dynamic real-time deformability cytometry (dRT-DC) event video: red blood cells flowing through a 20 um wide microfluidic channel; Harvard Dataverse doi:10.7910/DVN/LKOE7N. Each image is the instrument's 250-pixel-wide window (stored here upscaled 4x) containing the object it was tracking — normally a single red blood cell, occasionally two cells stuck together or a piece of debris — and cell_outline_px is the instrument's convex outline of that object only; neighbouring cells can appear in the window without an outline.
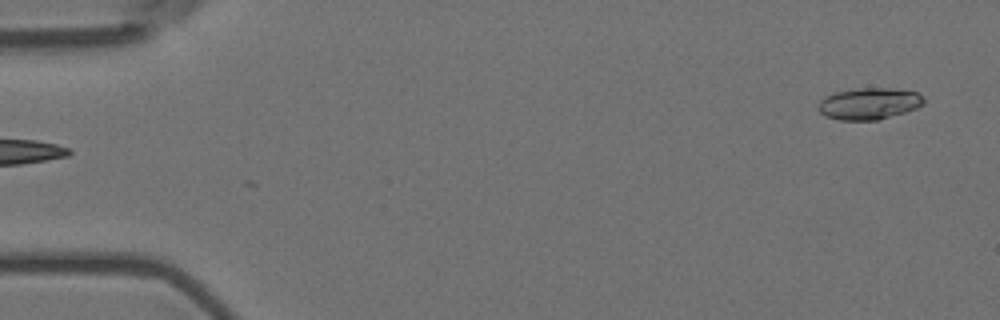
{"species": "Egyptian fruit bat (a non-hibernating species)", "species_latin": "Rousettus aegyptiacus", "temperature_condition": "room temperature", "stored_images_in_passage": 5, "camera_frame_rate_fps": 3000, "um_per_image_px": 0.085, "animal": {"sex": "female"}, "frame": {"image": 1, "passage_image": 1, "time_ms": 0.0, "image_size_px": [1000, 320], "cell_outline_px": [[924, 104], [916, 108], [904, 112], [876, 120], [840, 120], [824, 116], [816, 108], [816, 104], [824, 96], [832, 92], [856, 88], [888, 88], [916, 92], [924, 96]], "centroid_in_image_um": [73.8, 8.8], "position_along_channel_um": 11.2, "area_um2": 19.65}}
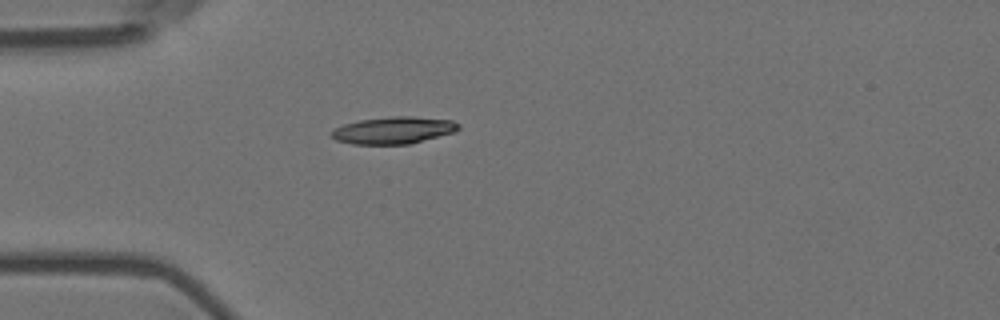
{"frame": {"image": 2, "passage_image": 4, "time_ms": 1.0, "image_size_px": [1000, 320], "cell_outline_px": [[460, 128], [452, 132], [408, 144], [352, 144], [336, 140], [332, 136], [332, 132], [336, 128], [344, 124], [360, 120], [392, 116], [412, 116], [452, 120], [460, 124]], "centroid_in_image_um": [33.45, 11.06], "position_along_channel_um": 51.6, "area_um2": 19.71}}